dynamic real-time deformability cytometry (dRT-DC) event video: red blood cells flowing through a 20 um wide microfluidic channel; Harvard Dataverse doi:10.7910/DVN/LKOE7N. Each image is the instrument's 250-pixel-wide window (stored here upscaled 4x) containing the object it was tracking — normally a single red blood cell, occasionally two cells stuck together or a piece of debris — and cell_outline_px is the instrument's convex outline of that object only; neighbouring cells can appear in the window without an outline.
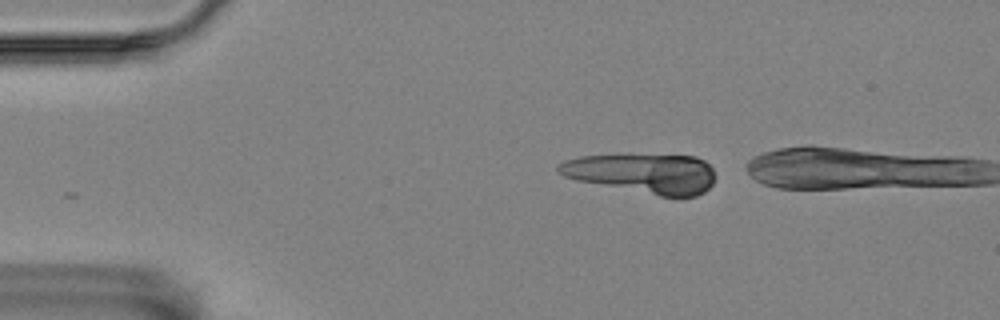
{"species": "Egyptian fruit bat (a non-hibernating species)", "species_latin": "Rousettus aegyptiacus", "temperature_condition": "room temperature", "stored_images_in_passage": 3, "camera_frame_rate_fps": 3000, "um_per_image_px": 0.085, "animal": {"sex": "female"}, "frame": {"image": 1, "passage_image": 3, "time_ms": 0.667, "image_size_px": [1000, 320], "cell_outline_px": [[716, 176], [712, 184], [704, 192], [696, 196], [680, 200], [576, 180], [564, 176], [556, 168], [556, 164], [564, 160], [580, 156], [696, 156], [704, 160], [712, 168]], "centroid_in_image_um": [54.7, 14.78], "position_along_channel_um": 30.3, "area_um2": 36.36}}